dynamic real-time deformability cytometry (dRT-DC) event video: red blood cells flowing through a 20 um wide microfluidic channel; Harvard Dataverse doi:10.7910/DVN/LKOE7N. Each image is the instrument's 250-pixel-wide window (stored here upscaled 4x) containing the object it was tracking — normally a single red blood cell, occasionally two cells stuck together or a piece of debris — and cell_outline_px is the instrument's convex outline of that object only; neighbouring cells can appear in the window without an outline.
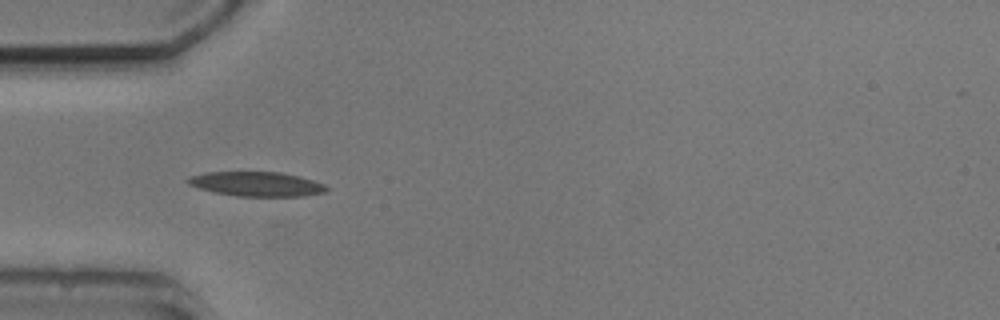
{"species": "common noctule bat (a hibernating species)", "species_latin": "Nyctalus noctula", "temperature_condition": "cold", "stored_images_in_passage": 5, "camera_frame_rate_fps": 3000, "um_per_image_px": 0.085, "animal": {"sex": "male", "body_mass_g": 20.5, "forearm_length_mm": 52.5}, "frame": {"image": 1, "passage_image": 1, "time_ms": 0.0, "image_size_px": [1000, 320], "cell_outline_px": [[328, 188], [324, 192], [304, 196], [236, 196], [216, 192], [200, 188], [188, 184], [184, 180], [188, 176], [204, 172], [280, 172], [312, 180], [324, 184]], "centroid_in_image_um": [21.75, 15.63], "position_along_channel_um": 63.2, "area_um2": 19.65}}